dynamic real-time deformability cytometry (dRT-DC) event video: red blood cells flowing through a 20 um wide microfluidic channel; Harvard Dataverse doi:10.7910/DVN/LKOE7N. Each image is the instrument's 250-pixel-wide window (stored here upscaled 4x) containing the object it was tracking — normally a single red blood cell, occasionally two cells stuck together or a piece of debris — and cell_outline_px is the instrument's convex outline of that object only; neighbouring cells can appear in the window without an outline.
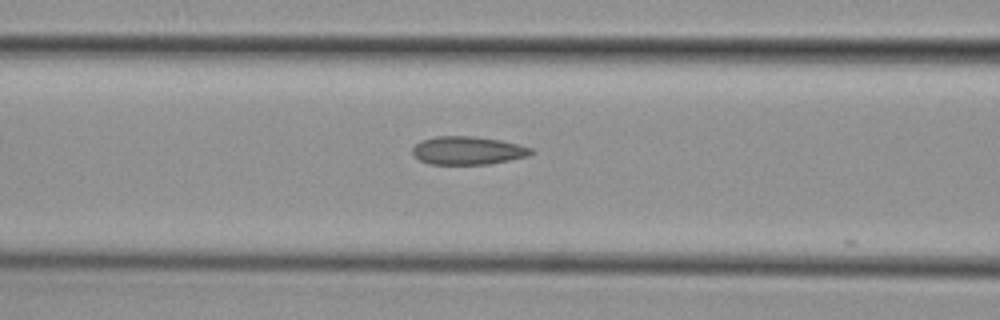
{"species": "common noctule bat (a hibernating species)", "species_latin": "Nyctalus noctula", "temperature_condition": "cold", "stored_images_in_passage": 23, "camera_frame_rate_fps": 3000, "um_per_image_px": 0.085, "animal": {"sex": "female", "body_mass_g": 29.2, "forearm_length_mm": 56.3}, "frame": {"image": 1, "passage_image": 22, "time_ms": 7.0, "image_size_px": [1000, 320], "cell_outline_px": [[536, 152], [528, 156], [488, 164], [428, 164], [412, 156], [412, 148], [420, 140], [436, 136], [476, 136], [500, 140], [520, 144], [532, 148]], "centroid_in_image_um": [39.75, 12.79], "position_along_channel_um": 126.8, "area_um2": 19.71}}